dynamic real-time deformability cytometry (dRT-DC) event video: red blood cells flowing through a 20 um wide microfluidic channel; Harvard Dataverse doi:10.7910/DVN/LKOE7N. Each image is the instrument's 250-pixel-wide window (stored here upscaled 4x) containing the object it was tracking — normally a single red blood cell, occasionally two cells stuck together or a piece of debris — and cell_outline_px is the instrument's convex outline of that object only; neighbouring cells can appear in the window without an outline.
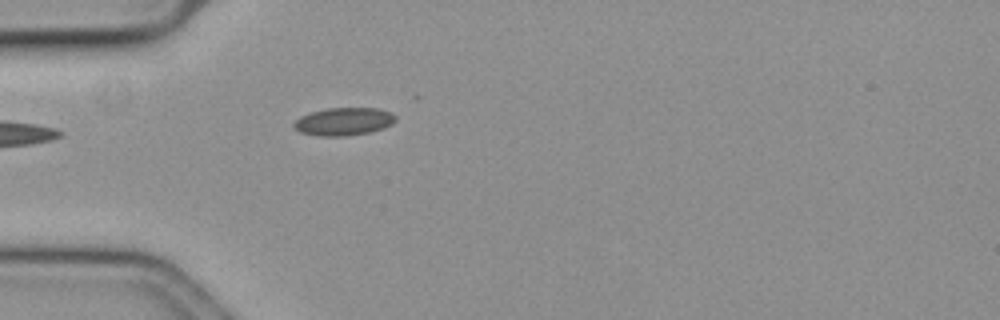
{"species": "common noctule bat (a hibernating species)", "species_latin": "Nyctalus noctula", "temperature_condition": "cold", "stored_images_in_passage": 12, "camera_frame_rate_fps": 3000, "um_per_image_px": 0.085, "animal": {"sex": "female", "body_mass_g": 19.3, "forearm_length_mm": 54.1}, "frame": {"image": 1, "passage_image": 1, "time_ms": 0.0, "image_size_px": [1000, 320], "cell_outline_px": [[396, 120], [392, 124], [384, 128], [368, 132], [344, 136], [316, 136], [300, 132], [292, 128], [292, 124], [300, 116], [308, 112], [328, 108], [380, 108], [392, 112], [396, 116]], "centroid_in_image_um": [29.2, 10.32], "position_along_channel_um": 55.8, "area_um2": 16.76}}
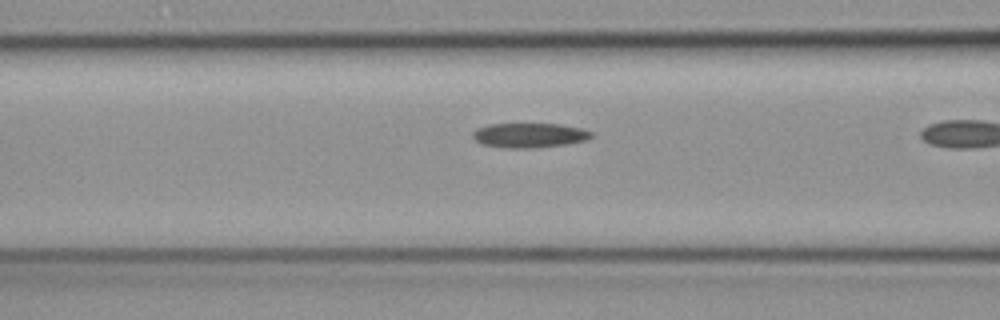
{"frame": {"image": 2, "passage_image": 4, "time_ms": 1.0, "image_size_px": [1000, 320], "cell_outline_px": [[592, 136], [588, 140], [564, 144], [532, 148], [508, 148], [484, 144], [476, 140], [472, 136], [472, 132], [476, 128], [488, 124], [560, 124], [584, 128], [592, 132]], "centroid_in_image_um": [45.02, 11.49], "position_along_channel_um": 121.6, "area_um2": 16.99}}
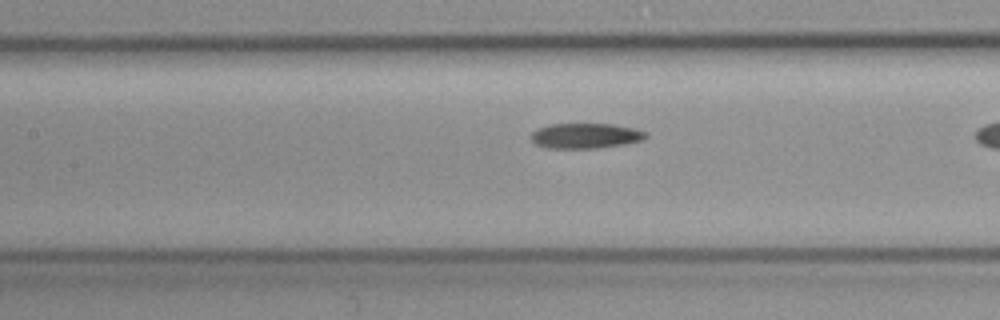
{"frame": {"image": 3, "passage_image": 7, "time_ms": 2.0, "image_size_px": [1000, 320], "cell_outline_px": [[648, 136], [644, 140], [624, 144], [596, 148], [548, 148], [536, 144], [532, 140], [532, 132], [536, 128], [548, 124], [612, 124], [636, 128], [648, 132]], "centroid_in_image_um": [49.8, 11.53], "position_along_channel_um": 157.6, "area_um2": 16.99}}